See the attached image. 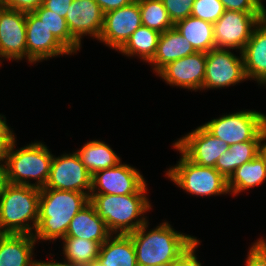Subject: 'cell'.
Instances as JSON below:
<instances>
[{
	"label": "cell",
	"mask_w": 266,
	"mask_h": 266,
	"mask_svg": "<svg viewBox=\"0 0 266 266\" xmlns=\"http://www.w3.org/2000/svg\"><path fill=\"white\" fill-rule=\"evenodd\" d=\"M89 202L88 193L41 188L34 239L64 238L72 218Z\"/></svg>",
	"instance_id": "obj_1"
},
{
	"label": "cell",
	"mask_w": 266,
	"mask_h": 266,
	"mask_svg": "<svg viewBox=\"0 0 266 266\" xmlns=\"http://www.w3.org/2000/svg\"><path fill=\"white\" fill-rule=\"evenodd\" d=\"M147 227L146 222L128 234L135 246L138 266L170 265L196 240L193 236L174 231L168 222L146 234Z\"/></svg>",
	"instance_id": "obj_2"
},
{
	"label": "cell",
	"mask_w": 266,
	"mask_h": 266,
	"mask_svg": "<svg viewBox=\"0 0 266 266\" xmlns=\"http://www.w3.org/2000/svg\"><path fill=\"white\" fill-rule=\"evenodd\" d=\"M146 183L134 194L109 195L90 194V203L94 206L100 219L105 221L108 230L112 233L129 234L136 231L146 219L138 216L150 209L151 205L145 195ZM137 219V220H134ZM133 220L135 222H133ZM119 230V231H118Z\"/></svg>",
	"instance_id": "obj_3"
},
{
	"label": "cell",
	"mask_w": 266,
	"mask_h": 266,
	"mask_svg": "<svg viewBox=\"0 0 266 266\" xmlns=\"http://www.w3.org/2000/svg\"><path fill=\"white\" fill-rule=\"evenodd\" d=\"M39 198L40 188L9 183L0 198V233L34 235L32 229L37 228ZM29 220L33 221L32 227Z\"/></svg>",
	"instance_id": "obj_4"
},
{
	"label": "cell",
	"mask_w": 266,
	"mask_h": 266,
	"mask_svg": "<svg viewBox=\"0 0 266 266\" xmlns=\"http://www.w3.org/2000/svg\"><path fill=\"white\" fill-rule=\"evenodd\" d=\"M14 140L10 146L6 169L11 184L30 185L37 188L45 187L50 174L53 155L42 143H32L14 151ZM28 178L38 180L31 184Z\"/></svg>",
	"instance_id": "obj_5"
},
{
	"label": "cell",
	"mask_w": 266,
	"mask_h": 266,
	"mask_svg": "<svg viewBox=\"0 0 266 266\" xmlns=\"http://www.w3.org/2000/svg\"><path fill=\"white\" fill-rule=\"evenodd\" d=\"M168 177L190 194L211 196L228 193L227 179L214 167L200 166L183 153L178 164L167 171Z\"/></svg>",
	"instance_id": "obj_6"
},
{
	"label": "cell",
	"mask_w": 266,
	"mask_h": 266,
	"mask_svg": "<svg viewBox=\"0 0 266 266\" xmlns=\"http://www.w3.org/2000/svg\"><path fill=\"white\" fill-rule=\"evenodd\" d=\"M202 126L228 146L246 141H261L266 128V115L256 111H240L213 119Z\"/></svg>",
	"instance_id": "obj_7"
},
{
	"label": "cell",
	"mask_w": 266,
	"mask_h": 266,
	"mask_svg": "<svg viewBox=\"0 0 266 266\" xmlns=\"http://www.w3.org/2000/svg\"><path fill=\"white\" fill-rule=\"evenodd\" d=\"M265 17L266 13L225 10L218 21L213 24L214 49L238 48L241 53L251 38L253 28Z\"/></svg>",
	"instance_id": "obj_8"
},
{
	"label": "cell",
	"mask_w": 266,
	"mask_h": 266,
	"mask_svg": "<svg viewBox=\"0 0 266 266\" xmlns=\"http://www.w3.org/2000/svg\"><path fill=\"white\" fill-rule=\"evenodd\" d=\"M43 188L82 192L90 195L92 175L82 164L76 152L71 155L53 157L49 178ZM86 189L88 192L84 191Z\"/></svg>",
	"instance_id": "obj_9"
},
{
	"label": "cell",
	"mask_w": 266,
	"mask_h": 266,
	"mask_svg": "<svg viewBox=\"0 0 266 266\" xmlns=\"http://www.w3.org/2000/svg\"><path fill=\"white\" fill-rule=\"evenodd\" d=\"M240 54L238 58L226 48L207 52L203 89L222 88L246 79L242 52Z\"/></svg>",
	"instance_id": "obj_10"
},
{
	"label": "cell",
	"mask_w": 266,
	"mask_h": 266,
	"mask_svg": "<svg viewBox=\"0 0 266 266\" xmlns=\"http://www.w3.org/2000/svg\"><path fill=\"white\" fill-rule=\"evenodd\" d=\"M140 26L141 12L136 0L128 6L104 14L103 28L98 40L120 50Z\"/></svg>",
	"instance_id": "obj_11"
},
{
	"label": "cell",
	"mask_w": 266,
	"mask_h": 266,
	"mask_svg": "<svg viewBox=\"0 0 266 266\" xmlns=\"http://www.w3.org/2000/svg\"><path fill=\"white\" fill-rule=\"evenodd\" d=\"M173 146L195 164L214 168L217 159L229 149L224 141L214 137L203 126L183 136Z\"/></svg>",
	"instance_id": "obj_12"
},
{
	"label": "cell",
	"mask_w": 266,
	"mask_h": 266,
	"mask_svg": "<svg viewBox=\"0 0 266 266\" xmlns=\"http://www.w3.org/2000/svg\"><path fill=\"white\" fill-rule=\"evenodd\" d=\"M144 184L145 180L139 171L127 164L119 163L117 166L98 171L92 175L90 194H134ZM95 189L98 191L96 192Z\"/></svg>",
	"instance_id": "obj_13"
},
{
	"label": "cell",
	"mask_w": 266,
	"mask_h": 266,
	"mask_svg": "<svg viewBox=\"0 0 266 266\" xmlns=\"http://www.w3.org/2000/svg\"><path fill=\"white\" fill-rule=\"evenodd\" d=\"M27 57L26 12L3 7L0 11V57Z\"/></svg>",
	"instance_id": "obj_14"
},
{
	"label": "cell",
	"mask_w": 266,
	"mask_h": 266,
	"mask_svg": "<svg viewBox=\"0 0 266 266\" xmlns=\"http://www.w3.org/2000/svg\"><path fill=\"white\" fill-rule=\"evenodd\" d=\"M26 47L29 62L71 52L49 31L34 12H26Z\"/></svg>",
	"instance_id": "obj_15"
},
{
	"label": "cell",
	"mask_w": 266,
	"mask_h": 266,
	"mask_svg": "<svg viewBox=\"0 0 266 266\" xmlns=\"http://www.w3.org/2000/svg\"><path fill=\"white\" fill-rule=\"evenodd\" d=\"M206 71V52H196L163 67L158 75L168 84L187 89H203Z\"/></svg>",
	"instance_id": "obj_16"
},
{
	"label": "cell",
	"mask_w": 266,
	"mask_h": 266,
	"mask_svg": "<svg viewBox=\"0 0 266 266\" xmlns=\"http://www.w3.org/2000/svg\"><path fill=\"white\" fill-rule=\"evenodd\" d=\"M65 20L71 36L81 44L83 34H90L99 39L103 28L104 12L95 0H73Z\"/></svg>",
	"instance_id": "obj_17"
},
{
	"label": "cell",
	"mask_w": 266,
	"mask_h": 266,
	"mask_svg": "<svg viewBox=\"0 0 266 266\" xmlns=\"http://www.w3.org/2000/svg\"><path fill=\"white\" fill-rule=\"evenodd\" d=\"M242 55L247 79L254 78L264 84L266 81V17L256 25Z\"/></svg>",
	"instance_id": "obj_18"
},
{
	"label": "cell",
	"mask_w": 266,
	"mask_h": 266,
	"mask_svg": "<svg viewBox=\"0 0 266 266\" xmlns=\"http://www.w3.org/2000/svg\"><path fill=\"white\" fill-rule=\"evenodd\" d=\"M35 242L33 235L0 233V266H39L32 260Z\"/></svg>",
	"instance_id": "obj_19"
},
{
	"label": "cell",
	"mask_w": 266,
	"mask_h": 266,
	"mask_svg": "<svg viewBox=\"0 0 266 266\" xmlns=\"http://www.w3.org/2000/svg\"><path fill=\"white\" fill-rule=\"evenodd\" d=\"M111 235L105 221L99 218L94 206L89 202L72 218L65 237L95 241L102 245Z\"/></svg>",
	"instance_id": "obj_20"
},
{
	"label": "cell",
	"mask_w": 266,
	"mask_h": 266,
	"mask_svg": "<svg viewBox=\"0 0 266 266\" xmlns=\"http://www.w3.org/2000/svg\"><path fill=\"white\" fill-rule=\"evenodd\" d=\"M196 52L188 40L173 27L160 34L155 56L150 63L158 73L167 64Z\"/></svg>",
	"instance_id": "obj_21"
},
{
	"label": "cell",
	"mask_w": 266,
	"mask_h": 266,
	"mask_svg": "<svg viewBox=\"0 0 266 266\" xmlns=\"http://www.w3.org/2000/svg\"><path fill=\"white\" fill-rule=\"evenodd\" d=\"M109 237L101 246L97 261L103 266H138L135 246L128 234Z\"/></svg>",
	"instance_id": "obj_22"
},
{
	"label": "cell",
	"mask_w": 266,
	"mask_h": 266,
	"mask_svg": "<svg viewBox=\"0 0 266 266\" xmlns=\"http://www.w3.org/2000/svg\"><path fill=\"white\" fill-rule=\"evenodd\" d=\"M265 139L266 128L261 141H246L229 145L228 151L217 159L215 169L228 179L239 166L251 161L260 153V142H264Z\"/></svg>",
	"instance_id": "obj_23"
},
{
	"label": "cell",
	"mask_w": 266,
	"mask_h": 266,
	"mask_svg": "<svg viewBox=\"0 0 266 266\" xmlns=\"http://www.w3.org/2000/svg\"><path fill=\"white\" fill-rule=\"evenodd\" d=\"M177 31L186 38L197 52H209L214 49L213 24L189 16L174 24Z\"/></svg>",
	"instance_id": "obj_24"
},
{
	"label": "cell",
	"mask_w": 266,
	"mask_h": 266,
	"mask_svg": "<svg viewBox=\"0 0 266 266\" xmlns=\"http://www.w3.org/2000/svg\"><path fill=\"white\" fill-rule=\"evenodd\" d=\"M266 179V161L259 153L251 161L239 166L227 179V187L234 194L260 185Z\"/></svg>",
	"instance_id": "obj_25"
},
{
	"label": "cell",
	"mask_w": 266,
	"mask_h": 266,
	"mask_svg": "<svg viewBox=\"0 0 266 266\" xmlns=\"http://www.w3.org/2000/svg\"><path fill=\"white\" fill-rule=\"evenodd\" d=\"M91 175L96 172L117 166L120 158L104 142L90 141L76 152Z\"/></svg>",
	"instance_id": "obj_26"
},
{
	"label": "cell",
	"mask_w": 266,
	"mask_h": 266,
	"mask_svg": "<svg viewBox=\"0 0 266 266\" xmlns=\"http://www.w3.org/2000/svg\"><path fill=\"white\" fill-rule=\"evenodd\" d=\"M160 34L157 30L142 25L119 51L128 56L137 54L146 62H150L155 56Z\"/></svg>",
	"instance_id": "obj_27"
},
{
	"label": "cell",
	"mask_w": 266,
	"mask_h": 266,
	"mask_svg": "<svg viewBox=\"0 0 266 266\" xmlns=\"http://www.w3.org/2000/svg\"><path fill=\"white\" fill-rule=\"evenodd\" d=\"M63 251L70 266H87L95 262L99 256L100 244L76 237H64Z\"/></svg>",
	"instance_id": "obj_28"
},
{
	"label": "cell",
	"mask_w": 266,
	"mask_h": 266,
	"mask_svg": "<svg viewBox=\"0 0 266 266\" xmlns=\"http://www.w3.org/2000/svg\"><path fill=\"white\" fill-rule=\"evenodd\" d=\"M49 31L71 52H76L80 44L71 36L64 17L47 9L43 4L33 11Z\"/></svg>",
	"instance_id": "obj_29"
},
{
	"label": "cell",
	"mask_w": 266,
	"mask_h": 266,
	"mask_svg": "<svg viewBox=\"0 0 266 266\" xmlns=\"http://www.w3.org/2000/svg\"><path fill=\"white\" fill-rule=\"evenodd\" d=\"M141 12L142 25L163 33L174 24L170 20L162 0H137Z\"/></svg>",
	"instance_id": "obj_30"
},
{
	"label": "cell",
	"mask_w": 266,
	"mask_h": 266,
	"mask_svg": "<svg viewBox=\"0 0 266 266\" xmlns=\"http://www.w3.org/2000/svg\"><path fill=\"white\" fill-rule=\"evenodd\" d=\"M225 12L220 0H195L191 16L214 24Z\"/></svg>",
	"instance_id": "obj_31"
},
{
	"label": "cell",
	"mask_w": 266,
	"mask_h": 266,
	"mask_svg": "<svg viewBox=\"0 0 266 266\" xmlns=\"http://www.w3.org/2000/svg\"><path fill=\"white\" fill-rule=\"evenodd\" d=\"M195 0H162L173 24L191 16Z\"/></svg>",
	"instance_id": "obj_32"
},
{
	"label": "cell",
	"mask_w": 266,
	"mask_h": 266,
	"mask_svg": "<svg viewBox=\"0 0 266 266\" xmlns=\"http://www.w3.org/2000/svg\"><path fill=\"white\" fill-rule=\"evenodd\" d=\"M225 10L245 13H266L262 0H220Z\"/></svg>",
	"instance_id": "obj_33"
},
{
	"label": "cell",
	"mask_w": 266,
	"mask_h": 266,
	"mask_svg": "<svg viewBox=\"0 0 266 266\" xmlns=\"http://www.w3.org/2000/svg\"><path fill=\"white\" fill-rule=\"evenodd\" d=\"M199 244L196 239L183 253H181L169 266H201L195 256V248Z\"/></svg>",
	"instance_id": "obj_34"
},
{
	"label": "cell",
	"mask_w": 266,
	"mask_h": 266,
	"mask_svg": "<svg viewBox=\"0 0 266 266\" xmlns=\"http://www.w3.org/2000/svg\"><path fill=\"white\" fill-rule=\"evenodd\" d=\"M249 251L246 266H266V249L258 241Z\"/></svg>",
	"instance_id": "obj_35"
},
{
	"label": "cell",
	"mask_w": 266,
	"mask_h": 266,
	"mask_svg": "<svg viewBox=\"0 0 266 266\" xmlns=\"http://www.w3.org/2000/svg\"><path fill=\"white\" fill-rule=\"evenodd\" d=\"M1 2L4 7L23 12H33L43 4V0H1Z\"/></svg>",
	"instance_id": "obj_36"
},
{
	"label": "cell",
	"mask_w": 266,
	"mask_h": 266,
	"mask_svg": "<svg viewBox=\"0 0 266 266\" xmlns=\"http://www.w3.org/2000/svg\"><path fill=\"white\" fill-rule=\"evenodd\" d=\"M72 2L73 0H43V5L47 9L65 18Z\"/></svg>",
	"instance_id": "obj_37"
},
{
	"label": "cell",
	"mask_w": 266,
	"mask_h": 266,
	"mask_svg": "<svg viewBox=\"0 0 266 266\" xmlns=\"http://www.w3.org/2000/svg\"><path fill=\"white\" fill-rule=\"evenodd\" d=\"M102 11L105 13L128 6L136 0H95Z\"/></svg>",
	"instance_id": "obj_38"
},
{
	"label": "cell",
	"mask_w": 266,
	"mask_h": 266,
	"mask_svg": "<svg viewBox=\"0 0 266 266\" xmlns=\"http://www.w3.org/2000/svg\"><path fill=\"white\" fill-rule=\"evenodd\" d=\"M2 117L0 115V141H14L15 136L6 124L5 117L4 120L1 119Z\"/></svg>",
	"instance_id": "obj_39"
},
{
	"label": "cell",
	"mask_w": 266,
	"mask_h": 266,
	"mask_svg": "<svg viewBox=\"0 0 266 266\" xmlns=\"http://www.w3.org/2000/svg\"><path fill=\"white\" fill-rule=\"evenodd\" d=\"M9 184L6 165H0V198L5 192L7 185Z\"/></svg>",
	"instance_id": "obj_40"
},
{
	"label": "cell",
	"mask_w": 266,
	"mask_h": 266,
	"mask_svg": "<svg viewBox=\"0 0 266 266\" xmlns=\"http://www.w3.org/2000/svg\"><path fill=\"white\" fill-rule=\"evenodd\" d=\"M13 141H0V161L7 162L8 152ZM1 164V163H0Z\"/></svg>",
	"instance_id": "obj_41"
},
{
	"label": "cell",
	"mask_w": 266,
	"mask_h": 266,
	"mask_svg": "<svg viewBox=\"0 0 266 266\" xmlns=\"http://www.w3.org/2000/svg\"><path fill=\"white\" fill-rule=\"evenodd\" d=\"M39 266H70V265H66L63 263H58V262H40L39 261Z\"/></svg>",
	"instance_id": "obj_42"
},
{
	"label": "cell",
	"mask_w": 266,
	"mask_h": 266,
	"mask_svg": "<svg viewBox=\"0 0 266 266\" xmlns=\"http://www.w3.org/2000/svg\"><path fill=\"white\" fill-rule=\"evenodd\" d=\"M260 154L265 158L266 161V143L260 142Z\"/></svg>",
	"instance_id": "obj_43"
},
{
	"label": "cell",
	"mask_w": 266,
	"mask_h": 266,
	"mask_svg": "<svg viewBox=\"0 0 266 266\" xmlns=\"http://www.w3.org/2000/svg\"><path fill=\"white\" fill-rule=\"evenodd\" d=\"M87 266H103L102 264H100L97 260L95 262H92L90 264H88Z\"/></svg>",
	"instance_id": "obj_44"
},
{
	"label": "cell",
	"mask_w": 266,
	"mask_h": 266,
	"mask_svg": "<svg viewBox=\"0 0 266 266\" xmlns=\"http://www.w3.org/2000/svg\"><path fill=\"white\" fill-rule=\"evenodd\" d=\"M258 242L266 249V241L265 240H258Z\"/></svg>",
	"instance_id": "obj_45"
},
{
	"label": "cell",
	"mask_w": 266,
	"mask_h": 266,
	"mask_svg": "<svg viewBox=\"0 0 266 266\" xmlns=\"http://www.w3.org/2000/svg\"><path fill=\"white\" fill-rule=\"evenodd\" d=\"M4 7L3 3L0 0V11L2 10V8Z\"/></svg>",
	"instance_id": "obj_46"
}]
</instances>
